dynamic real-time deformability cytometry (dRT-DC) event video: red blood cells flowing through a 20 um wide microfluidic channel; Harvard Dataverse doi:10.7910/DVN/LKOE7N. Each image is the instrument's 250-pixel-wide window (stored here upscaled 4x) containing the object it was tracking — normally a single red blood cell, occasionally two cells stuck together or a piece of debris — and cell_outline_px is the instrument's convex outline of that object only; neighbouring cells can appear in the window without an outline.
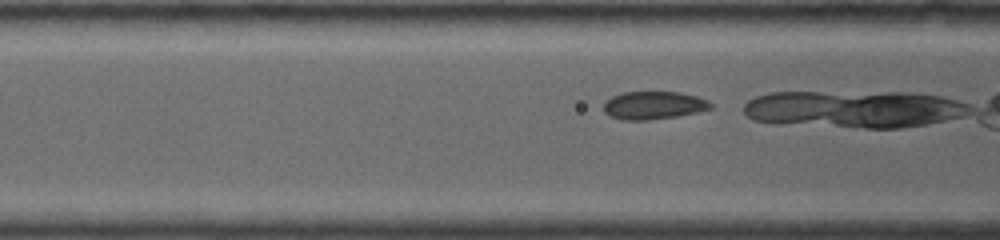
{"species": "common noctule bat (a hibernating species)", "species_latin": "Nyctalus noctula", "temperature_condition": "warm", "stored_images_in_passage": 43, "camera_frame_rate_fps": 5000, "um_per_image_px": 0.085, "animal": {"sex": "female", "body_mass_g": 19.0, "forearm_length_mm": 53.3}, "frame": {"image": 1, "passage_image": 7, "time_ms": 1.2, "image_size_px": [1000, 240], "cell_outline_px": [[712, 108], [696, 112], [676, 116], [648, 120], [624, 120], [608, 116], [604, 112], [604, 104], [612, 96], [624, 92], [680, 92], [696, 96], [708, 100], [712, 104]], "centroid_in_image_um": [55.55, 8.95], "position_along_channel_um": 111.1, "area_um2": 17.34}}